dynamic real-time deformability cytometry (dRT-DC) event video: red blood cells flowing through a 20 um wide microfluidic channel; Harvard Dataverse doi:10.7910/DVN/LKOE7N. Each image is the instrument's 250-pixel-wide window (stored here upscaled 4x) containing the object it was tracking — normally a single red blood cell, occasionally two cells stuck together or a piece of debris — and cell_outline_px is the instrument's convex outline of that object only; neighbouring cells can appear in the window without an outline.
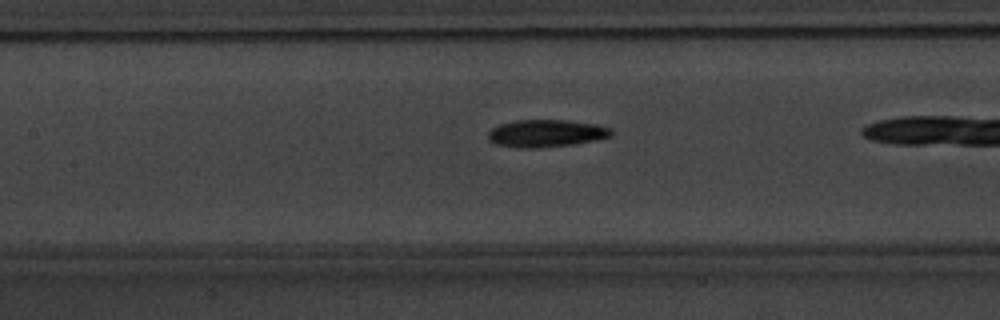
{"species": "common noctule bat (a hibernating species)", "species_latin": "Nyctalus noctula", "temperature_condition": "warm", "stored_images_in_passage": 26, "camera_frame_rate_fps": 3000, "um_per_image_px": 0.085, "animal": {"sex": "male", "body_mass_g": 20.1, "forearm_length_mm": 53.5}, "frame": {"image": 1, "passage_image": 22, "time_ms": 7.0, "image_size_px": [1000, 320], "cell_outline_px": [[612, 136], [596, 140], [572, 144], [536, 148], [516, 148], [496, 144], [488, 140], [488, 132], [492, 128], [500, 124], [516, 120], [564, 120], [596, 124], [612, 128]], "centroid_in_image_um": [46.41, 11.33], "position_along_channel_um": 161.0, "area_um2": 19.71}}